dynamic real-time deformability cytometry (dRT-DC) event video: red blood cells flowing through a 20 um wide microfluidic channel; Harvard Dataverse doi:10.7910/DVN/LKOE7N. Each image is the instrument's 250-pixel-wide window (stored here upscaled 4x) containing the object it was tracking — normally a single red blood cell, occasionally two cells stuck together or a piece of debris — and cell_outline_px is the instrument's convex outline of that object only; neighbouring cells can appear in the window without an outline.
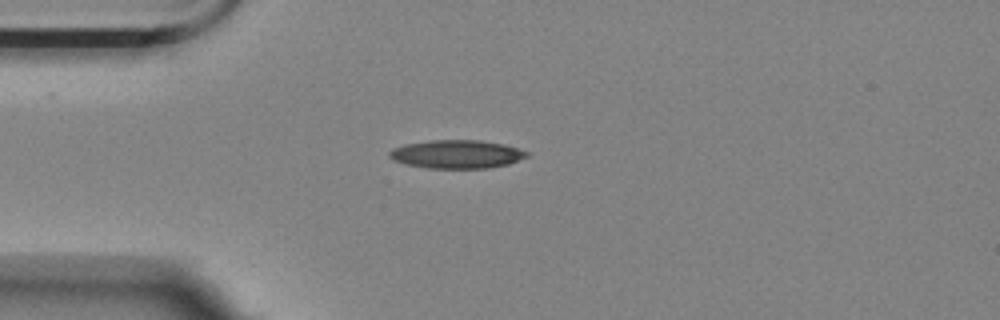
{"species": "Egyptian fruit bat (a non-hibernating species)", "species_latin": "Rousettus aegyptiacus", "temperature_condition": "room temperature", "stored_images_in_passage": 43, "camera_frame_rate_fps": 3000, "um_per_image_px": 0.085, "animal": {"sex": "female"}, "frame": {"image": 1, "passage_image": 1, "time_ms": 0.0, "image_size_px": [1000, 320], "cell_outline_px": [[528, 156], [508, 164], [488, 168], [428, 168], [404, 164], [392, 160], [388, 156], [388, 152], [392, 148], [404, 144], [432, 140], [480, 140], [504, 144], [528, 152]], "centroid_in_image_um": [38.77, 13.1], "position_along_channel_um": 46.2, "area_um2": 22.77}}
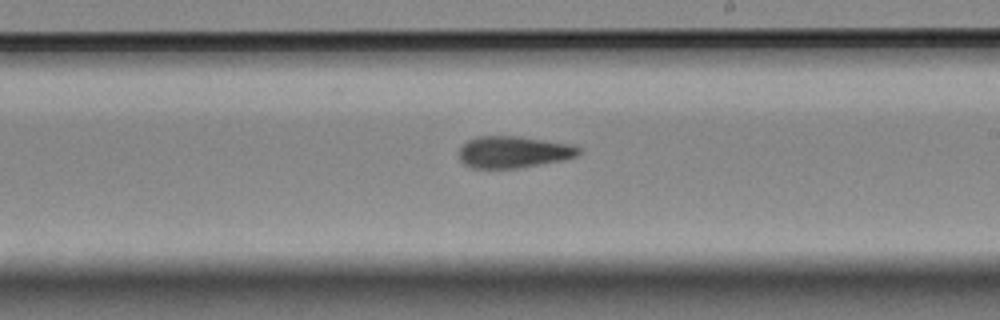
{"frame": {"image": 2, "passage_image": 19, "time_ms": 6.0, "image_size_px": [1000, 320], "cell_outline_px": [[580, 152], [576, 156], [560, 160], [520, 168], [472, 168], [464, 164], [460, 160], [460, 148], [468, 140], [476, 136], [520, 136], [572, 144], [580, 148]], "centroid_in_image_um": [43.63, 12.91], "position_along_channel_um": 245.4, "area_um2": 22.08}}
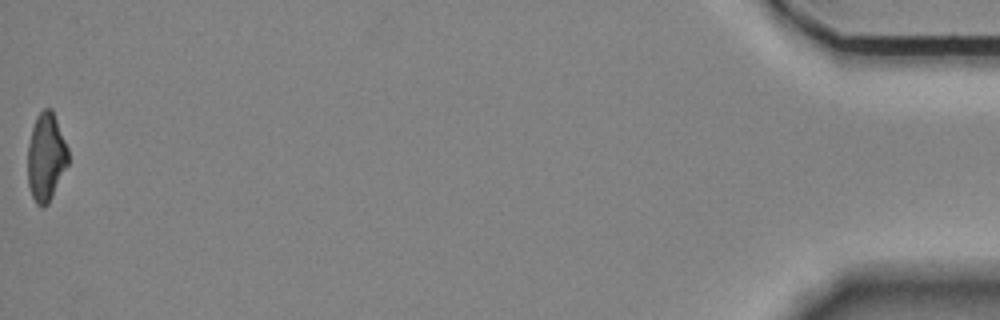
{"frame": {"image": 3, "passage_image": 43, "time_ms": 14.0, "image_size_px": [1000, 320], "cell_outline_px": [[68, 164], [48, 204], [44, 208], [40, 208], [36, 204], [32, 196], [28, 184], [28, 144], [32, 128], [36, 116], [44, 108], [52, 108], [68, 148]], "centroid_in_image_um": [3.91, 13.36], "position_along_channel_um": 431.3, "area_um2": 20.81}, "authors_computed_cell_mechanics": {"area_um2": 22.0796, "velocity_mm_per_s": 3.5331, "shape_relaxation_time_tau1_ms": null, "shape_relaxation_time_tau2_ms": 8.1371, "deformation_change_tau1": null, "deformation_change_tau2": 0.1869}}